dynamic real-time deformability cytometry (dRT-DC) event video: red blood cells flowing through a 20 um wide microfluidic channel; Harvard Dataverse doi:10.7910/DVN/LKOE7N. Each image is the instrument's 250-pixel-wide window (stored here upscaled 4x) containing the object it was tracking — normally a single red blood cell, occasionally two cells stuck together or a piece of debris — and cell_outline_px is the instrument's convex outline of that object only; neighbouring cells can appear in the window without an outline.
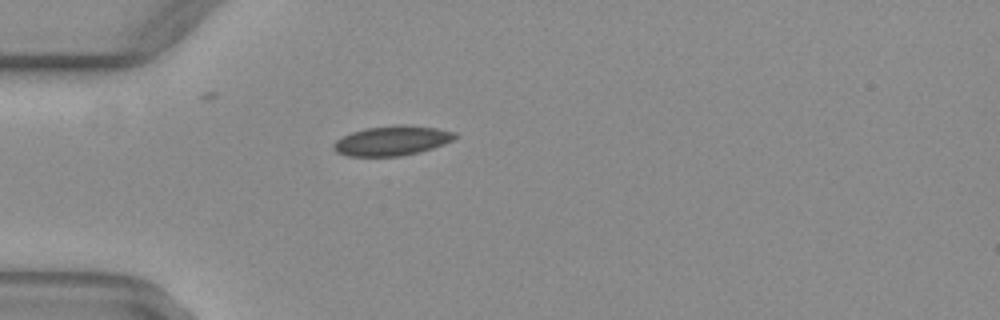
{"species": "common noctule bat (a hibernating species)", "species_latin": "Nyctalus noctula", "temperature_condition": "warm", "stored_images_in_passage": 31, "camera_frame_rate_fps": 3000, "um_per_image_px": 0.085, "animal": {"sex": "female", "body_mass_g": 29.2, "forearm_length_mm": 56.3}, "frame": {"image": 1, "passage_image": 1, "time_ms": 0.0, "image_size_px": [1000, 320], "cell_outline_px": [[460, 136], [444, 144], [420, 152], [400, 156], [348, 156], [336, 152], [332, 148], [332, 144], [336, 140], [352, 132], [364, 128], [396, 124], [436, 128], [456, 132]], "centroid_in_image_um": [33.32, 11.96], "position_along_channel_um": 51.7, "area_um2": 21.1}}
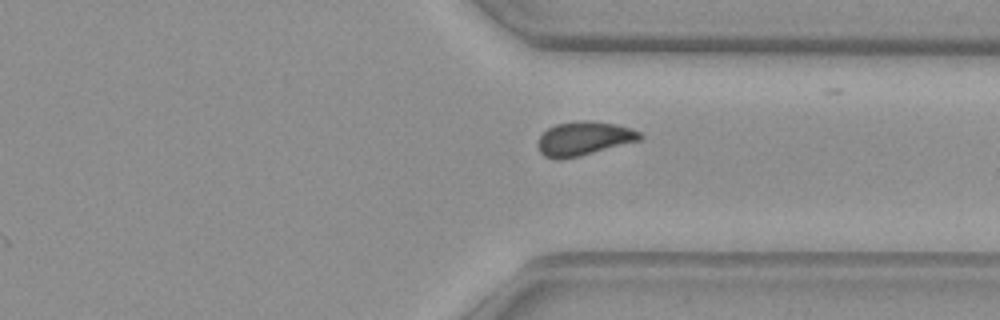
{"frame": {"image": 2, "passage_image": 25, "time_ms": 8.0, "image_size_px": [1000, 320], "cell_outline_px": [[644, 136], [640, 140], [580, 156], [560, 160], [556, 160], [544, 156], [540, 152], [536, 144], [540, 136], [548, 128], [556, 124], [576, 120], [588, 120], [616, 124], [640, 132]], "centroid_in_image_um": [49.59, 11.78], "position_along_channel_um": 361.8, "area_um2": 20.29}}
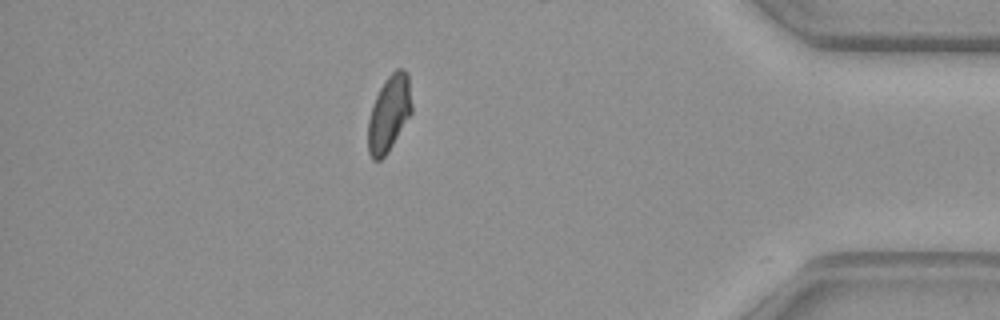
{"frame": {"image": 3, "passage_image": 31, "time_ms": 10.0, "image_size_px": [1000, 320], "cell_outline_px": [[412, 112], [388, 152], [380, 160], [372, 160], [368, 152], [368, 120], [376, 96], [384, 80], [396, 68], [404, 68], [408, 72], [412, 104]], "centroid_in_image_um": [33.08, 9.62], "position_along_channel_um": 402.1, "area_um2": 19.42}, "authors_computed_cell_mechanics": {"area_um2": 20.23, "velocity_mm_per_s": 4.036, "shape_relaxation_time_tau1_ms": null, "shape_relaxation_time_tau2_ms": 1.8816, "deformation_change_tau1": null, "deformation_change_tau2": 0.0584}}